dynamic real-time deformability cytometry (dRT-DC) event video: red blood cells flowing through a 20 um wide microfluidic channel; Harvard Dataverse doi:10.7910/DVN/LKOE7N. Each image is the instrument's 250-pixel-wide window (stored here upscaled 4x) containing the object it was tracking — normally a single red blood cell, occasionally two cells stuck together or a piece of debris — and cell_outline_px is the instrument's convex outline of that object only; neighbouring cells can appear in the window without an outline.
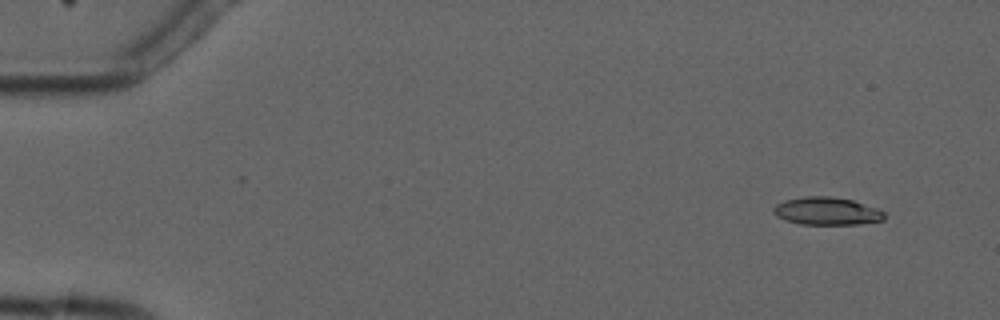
{"species": "common noctule bat (a hibernating species)", "species_latin": "Nyctalus noctula", "temperature_condition": "cold", "stored_images_in_passage": 6, "camera_frame_rate_fps": 3000, "um_per_image_px": 0.085, "animal": {"sex": "male", "forearm_length_mm": 52.5}, "frame": {"image": 1, "passage_image": 2, "time_ms": 1.0, "image_size_px": [1000, 320], "cell_outline_px": [[884, 220], [860, 224], [800, 224], [784, 220], [776, 216], [772, 212], [772, 208], [776, 204], [784, 200], [804, 196], [832, 196], [852, 200], [880, 208], [884, 212]], "centroid_in_image_um": [70.27, 17.94], "position_along_channel_um": 14.7, "area_um2": 18.21}}
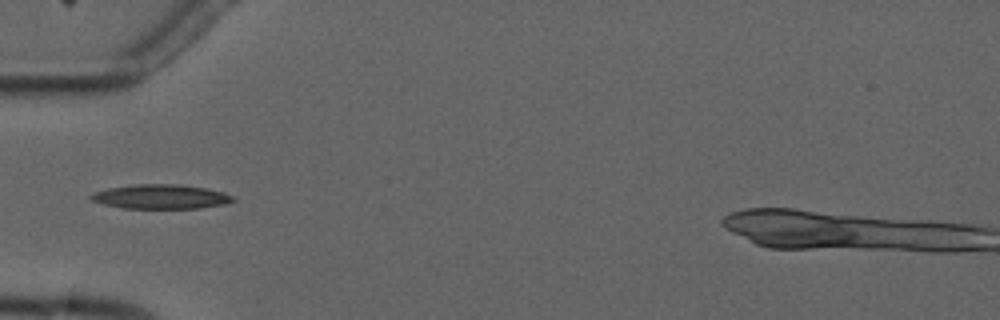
{"frame": {"image": 2, "passage_image": 6, "time_ms": 5.667, "image_size_px": [1000, 320], "cell_outline_px": [[236, 200], [224, 204], [200, 208], [124, 208], [104, 204], [92, 200], [88, 196], [96, 192], [108, 188], [136, 184], [180, 184], [208, 188], [224, 192], [236, 196]], "centroid_in_image_um": [13.74, 16.71], "position_along_channel_um": 71.3, "area_um2": 20.23}}